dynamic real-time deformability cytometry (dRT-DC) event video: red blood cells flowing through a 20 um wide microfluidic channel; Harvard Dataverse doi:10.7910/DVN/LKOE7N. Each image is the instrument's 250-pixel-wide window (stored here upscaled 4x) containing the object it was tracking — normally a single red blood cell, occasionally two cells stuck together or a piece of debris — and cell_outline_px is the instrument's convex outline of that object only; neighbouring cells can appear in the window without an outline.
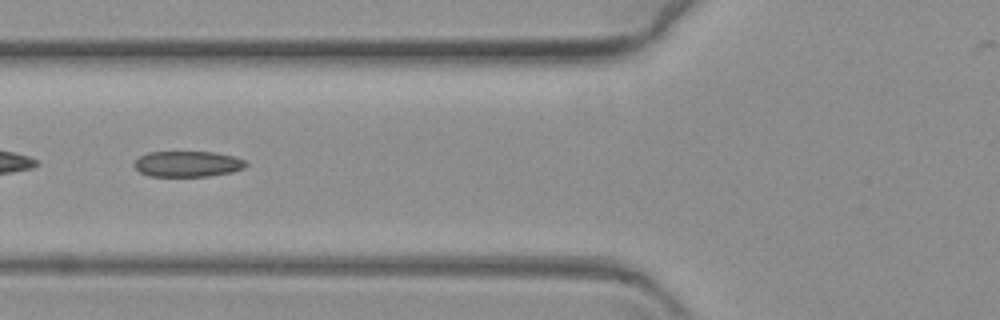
{"species": "common noctule bat (a hibernating species)", "species_latin": "Nyctalus noctula", "temperature_condition": "warm", "stored_images_in_passage": 57, "camera_frame_rate_fps": 3000, "um_per_image_px": 0.085, "animal": {"sex": "female", "body_mass_g": 19.3, "forearm_length_mm": 54.1}, "frame": {"image": 1, "passage_image": 18, "time_ms": 5.667, "image_size_px": [1000, 320], "cell_outline_px": [[248, 164], [244, 168], [232, 172], [208, 176], [148, 176], [140, 172], [132, 164], [140, 156], [148, 152], [212, 152], [232, 156], [244, 160]], "centroid_in_image_um": [15.93, 13.94], "position_along_channel_um": 109.9, "area_um2": 16.7}}
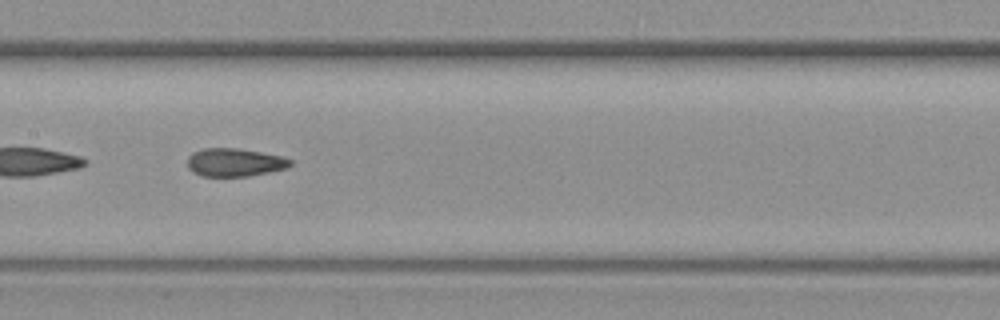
{"frame": {"image": 2, "passage_image": 25, "time_ms": 8.0, "image_size_px": [1000, 320], "cell_outline_px": [[292, 164], [288, 168], [248, 176], [200, 176], [192, 172], [188, 168], [188, 156], [192, 152], [204, 148], [236, 148], [260, 152], [280, 156], [292, 160]], "centroid_in_image_um": [19.92, 13.8], "position_along_channel_um": 187.5, "area_um2": 16.88}}
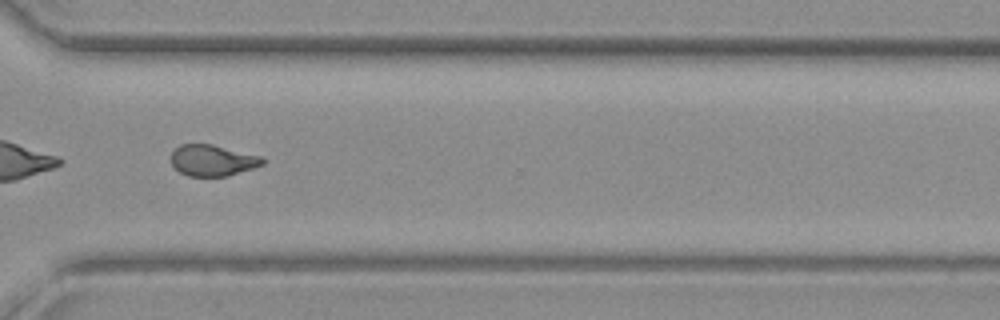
{"frame": {"image": 3, "passage_image": 40, "time_ms": 13.0, "image_size_px": [1000, 320], "cell_outline_px": [[264, 164], [228, 176], [188, 176], [180, 172], [172, 164], [172, 152], [180, 144], [212, 144], [260, 156], [264, 160]], "centroid_in_image_um": [18.06, 13.63], "position_along_channel_um": 352.5, "area_um2": 16.42}}